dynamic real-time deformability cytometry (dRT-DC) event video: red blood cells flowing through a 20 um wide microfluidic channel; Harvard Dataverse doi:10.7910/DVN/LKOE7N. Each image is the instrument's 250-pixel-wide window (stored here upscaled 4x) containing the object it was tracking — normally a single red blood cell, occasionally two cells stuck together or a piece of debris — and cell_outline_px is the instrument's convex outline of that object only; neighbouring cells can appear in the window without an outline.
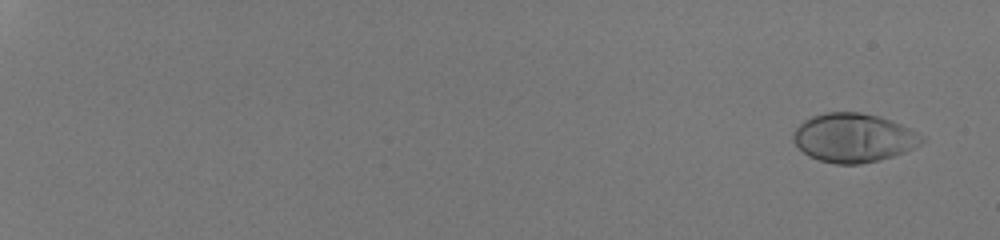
{"species": "human", "species_latin": "Homo sapiens", "temperature_condition": "room temperature", "stored_images_in_passage": 55, "camera_frame_rate_fps": 3000, "um_per_image_px": 0.085, "donor": {"sex": "male"}, "frame": {"image": 1, "passage_image": 3, "time_ms": 0.667, "image_size_px": [1000, 240], "cell_outline_px": [[924, 140], [920, 144], [904, 152], [892, 156], [860, 164], [836, 164], [820, 160], [808, 156], [792, 140], [792, 132], [804, 120], [812, 116], [824, 112], [860, 112], [880, 116], [892, 120], [924, 136]], "centroid_in_image_um": [72.53, 11.7], "position_along_channel_um": 12.5, "area_um2": 36.47}}
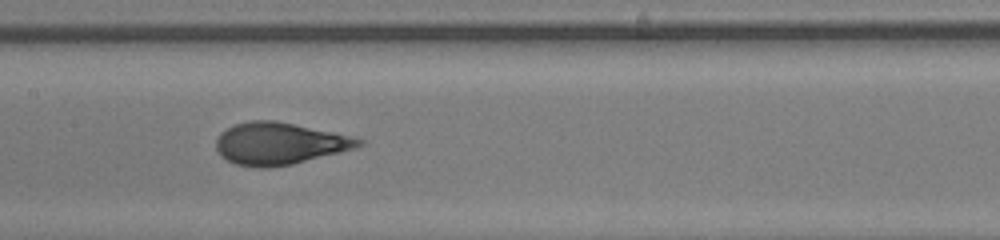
{"frame": {"image": 2, "passage_image": 33, "time_ms": 10.667, "image_size_px": [1000, 240], "cell_outline_px": [[364, 144], [340, 152], [292, 164], [268, 168], [256, 168], [236, 164], [220, 156], [216, 152], [216, 140], [220, 132], [236, 124], [248, 120], [276, 120], [332, 132], [364, 140]], "centroid_in_image_um": [23.68, 12.2], "position_along_channel_um": 183.7, "area_um2": 34.74}}
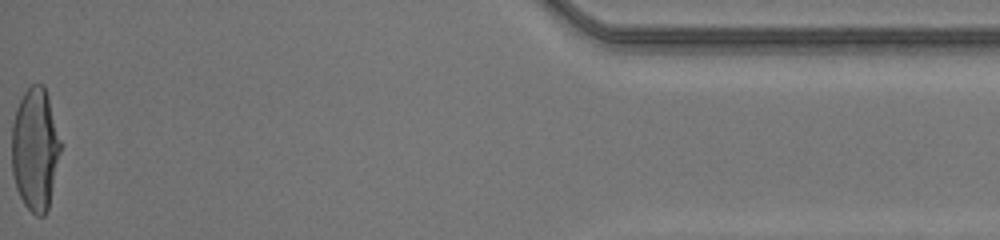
{"frame": {"image": 3, "passage_image": 55, "time_ms": 18.0, "image_size_px": [1000, 240], "cell_outline_px": [[60, 152], [48, 208], [44, 216], [36, 216], [24, 204], [16, 188], [12, 172], [12, 124], [16, 108], [24, 92], [32, 84], [44, 84], [48, 96], [60, 140]], "centroid_in_image_um": [2.97, 12.68], "position_along_channel_um": 432.2, "area_um2": 34.62}, "authors_computed_cell_mechanics": {"area_um2": 34.5644, "velocity_mm_per_s": 4.2354, "shape_relaxation_time_tau1_ms": 5.4019, "shape_relaxation_time_tau2_ms": null, "deformation_change_tau1": 0.2619, "deformation_change_tau2": null}}